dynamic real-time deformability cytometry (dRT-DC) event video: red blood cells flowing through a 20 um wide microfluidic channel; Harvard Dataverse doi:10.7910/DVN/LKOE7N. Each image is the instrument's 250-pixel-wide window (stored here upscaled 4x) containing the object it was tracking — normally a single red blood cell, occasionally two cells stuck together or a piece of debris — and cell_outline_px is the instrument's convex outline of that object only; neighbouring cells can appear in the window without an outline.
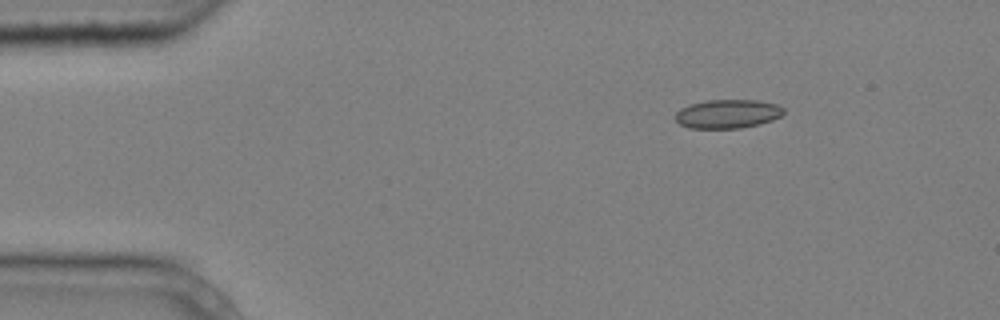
{"species": "common noctule bat (a hibernating species)", "species_latin": "Nyctalus noctula", "temperature_condition": "cold", "stored_images_in_passage": 3, "camera_frame_rate_fps": 3000, "um_per_image_px": 0.085, "animal": {"sex": "male", "body_mass_g": 20.4}, "frame": {"image": 1, "passage_image": 1, "time_ms": 0.0, "image_size_px": [1000, 320], "cell_outline_px": [[784, 112], [780, 116], [772, 120], [760, 124], [740, 128], [688, 128], [680, 124], [676, 120], [676, 112], [680, 108], [692, 104], [708, 100], [756, 100], [776, 104], [784, 108]], "centroid_in_image_um": [61.85, 9.68], "position_along_channel_um": 23.1, "area_um2": 18.09}}